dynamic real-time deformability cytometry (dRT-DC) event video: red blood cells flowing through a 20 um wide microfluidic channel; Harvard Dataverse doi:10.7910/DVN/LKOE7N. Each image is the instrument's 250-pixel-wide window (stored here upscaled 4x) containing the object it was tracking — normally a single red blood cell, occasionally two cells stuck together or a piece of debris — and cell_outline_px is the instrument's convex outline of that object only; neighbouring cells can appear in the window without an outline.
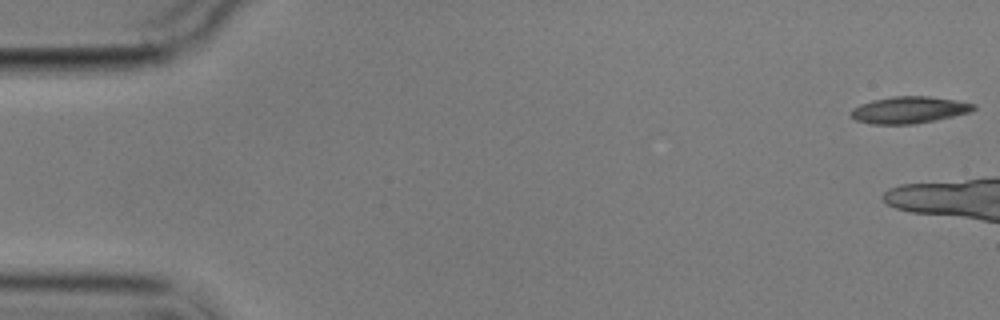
{"species": "common noctule bat (a hibernating species)", "species_latin": "Nyctalus noctula", "temperature_condition": "cold", "stored_images_in_passage": 6, "segment_of_instrument_passage": [2, 2], "camera_frame_rate_fps": 3000, "um_per_image_px": 0.085, "animal": {"sex": "male", "body_mass_g": 17.9}, "frame": {"image": 1, "passage_image": 6, "time_ms": 6.0, "image_size_px": [1000, 320], "cell_outline_px": [[976, 108], [972, 112], [936, 120], [912, 124], [872, 124], [856, 120], [848, 116], [848, 112], [852, 108], [860, 104], [872, 100], [892, 96], [928, 96], [956, 100], [976, 104]], "centroid_in_image_um": [77.25, 9.34], "position_along_channel_um": 7.8, "area_um2": 19.42}}